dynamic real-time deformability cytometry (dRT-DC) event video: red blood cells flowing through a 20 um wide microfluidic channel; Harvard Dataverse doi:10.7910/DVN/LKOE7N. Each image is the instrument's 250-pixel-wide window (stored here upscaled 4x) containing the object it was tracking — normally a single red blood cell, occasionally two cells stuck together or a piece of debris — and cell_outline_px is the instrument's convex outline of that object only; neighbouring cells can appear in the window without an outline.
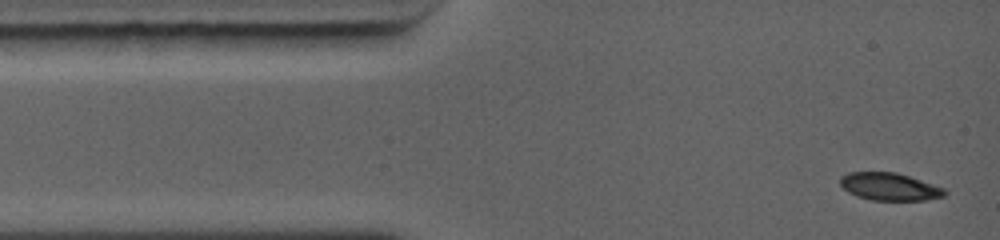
{"species": "common noctule bat (a hibernating species)", "species_latin": "Nyctalus noctula", "temperature_condition": "warm", "stored_images_in_passage": 15, "camera_frame_rate_fps": 5000, "um_per_image_px": 0.085, "animal": {"sex": "female", "body_mass_g": 19.0, "forearm_length_mm": 56.7}, "frame": {"image": 1, "passage_image": 1, "time_ms": 0.0, "image_size_px": [1000, 240], "cell_outline_px": [[948, 192], [944, 196], [924, 200], [872, 200], [856, 196], [848, 192], [840, 184], [840, 176], [848, 172], [896, 172], [944, 188]], "centroid_in_image_um": [75.58, 15.86], "position_along_channel_um": 9.4, "area_um2": 16.7}}
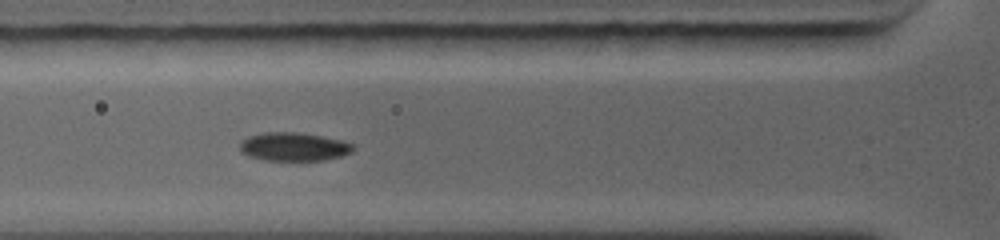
{"frame": {"image": 2, "passage_image": 9, "time_ms": 3.4, "image_size_px": [1000, 240], "cell_outline_px": [[352, 152], [340, 156], [324, 160], [264, 160], [248, 156], [240, 148], [240, 144], [244, 140], [252, 136], [268, 132], [292, 132], [320, 136], [340, 140], [352, 144]], "centroid_in_image_um": [24.97, 12.48], "position_along_channel_um": 100.8, "area_um2": 18.21}}
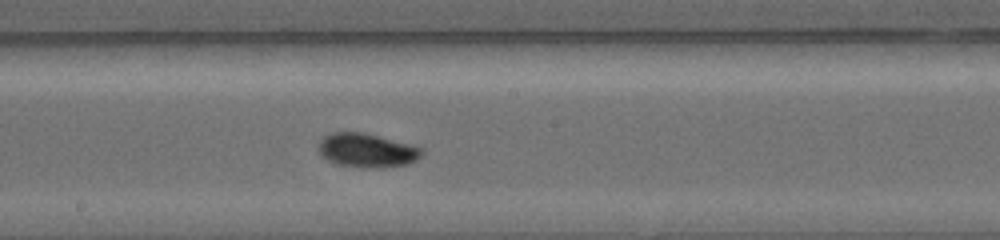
{"frame": {"image": 3, "passage_image": 15, "time_ms": 6.0, "image_size_px": [1000, 240], "cell_outline_px": [[424, 152], [416, 160], [408, 164], [376, 168], [360, 168], [340, 164], [328, 160], [320, 152], [320, 140], [336, 132], [360, 132], [420, 148]], "centroid_in_image_um": [31.19, 12.81], "position_along_channel_um": 217.0, "area_um2": 19.59}}